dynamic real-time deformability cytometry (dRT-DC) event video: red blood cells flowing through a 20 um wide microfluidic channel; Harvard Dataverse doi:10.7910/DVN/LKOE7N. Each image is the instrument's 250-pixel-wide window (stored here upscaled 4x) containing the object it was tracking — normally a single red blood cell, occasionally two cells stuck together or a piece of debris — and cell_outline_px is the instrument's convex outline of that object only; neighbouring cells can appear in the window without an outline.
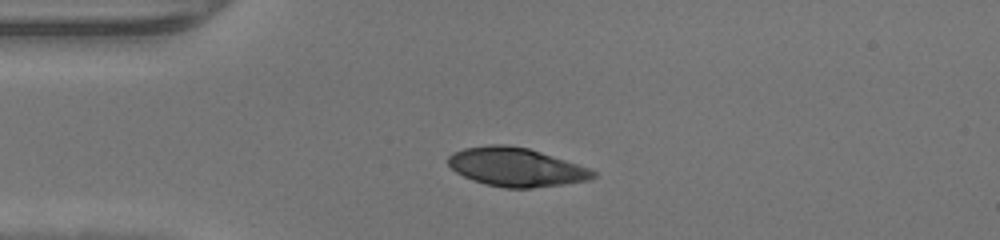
{"species": "human", "species_latin": "Homo sapiens", "temperature_condition": "warm", "stored_images_in_passage": 37, "camera_frame_rate_fps": 3000, "um_per_image_px": 0.085, "donor": {"sex": "male"}, "frame": {"image": 1, "passage_image": 1, "time_ms": 0.0, "image_size_px": [1000, 240], "cell_outline_px": [[596, 176], [588, 180], [564, 184], [532, 188], [504, 188], [484, 184], [472, 180], [456, 172], [448, 164], [448, 156], [452, 152], [464, 148], [488, 144], [504, 144], [528, 148], [588, 168], [596, 172]], "centroid_in_image_um": [43.82, 14.2], "position_along_channel_um": 41.2, "area_um2": 32.54}}
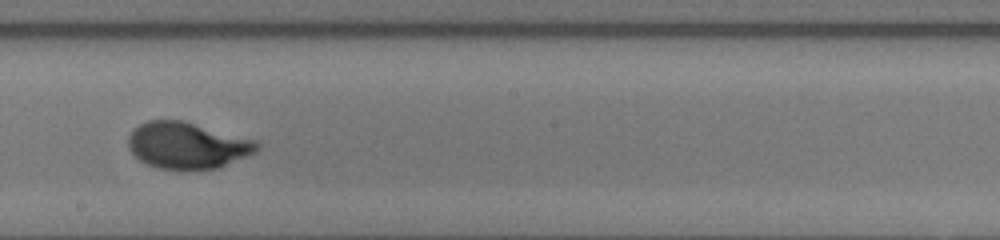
{"frame": {"image": 2, "passage_image": 16, "time_ms": 5.0, "image_size_px": [1000, 240], "cell_outline_px": [[260, 148], [256, 152], [220, 168], [160, 168], [148, 164], [140, 160], [128, 148], [128, 136], [140, 124], [148, 120], [184, 120], [256, 140], [260, 144]], "centroid_in_image_um": [15.95, 12.34], "position_along_channel_um": 232.2, "area_um2": 34.62}}
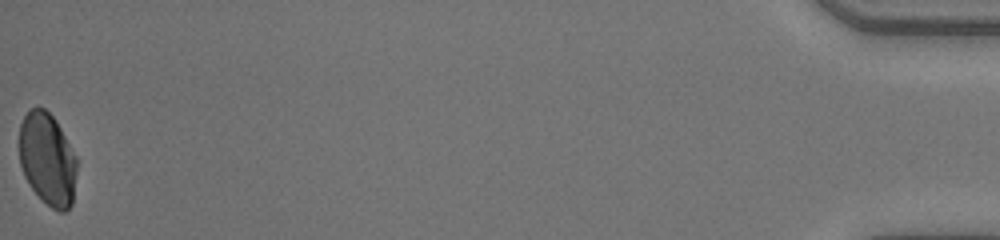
{"frame": {"image": 3, "passage_image": 37, "time_ms": 12.0, "image_size_px": [1000, 240], "cell_outline_px": [[76, 172], [72, 204], [64, 212], [60, 212], [52, 208], [32, 188], [24, 176], [20, 164], [20, 124], [28, 108], [44, 108], [56, 120], [76, 156]], "centroid_in_image_um": [4.03, 13.5], "position_along_channel_um": 431.2, "area_um2": 30.75}}